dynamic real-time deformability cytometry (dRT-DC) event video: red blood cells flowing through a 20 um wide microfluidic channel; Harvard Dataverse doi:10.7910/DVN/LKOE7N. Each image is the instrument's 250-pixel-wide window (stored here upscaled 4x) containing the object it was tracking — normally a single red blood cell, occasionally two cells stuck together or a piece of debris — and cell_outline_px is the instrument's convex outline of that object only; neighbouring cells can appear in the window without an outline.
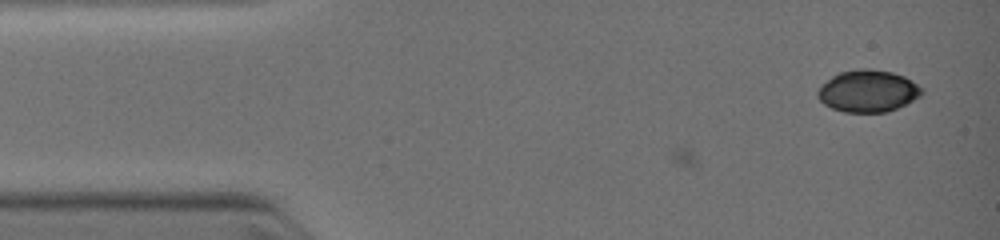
{"species": "common noctule bat (a hibernating species)", "species_latin": "Nyctalus noctula", "temperature_condition": "warm", "stored_images_in_passage": 8, "camera_frame_rate_fps": 3000, "um_per_image_px": 0.085, "animal": {"sex": "female", "body_mass_g": 19.0, "forearm_length_mm": 51.5}, "frame": {"image": 1, "passage_image": 1, "time_ms": 0.0, "image_size_px": [1000, 240], "cell_outline_px": [[924, 92], [920, 96], [888, 112], [844, 112], [832, 108], [824, 104], [816, 96], [816, 92], [820, 84], [832, 76], [840, 72], [856, 68], [872, 68], [892, 72], [904, 76], [912, 80]], "centroid_in_image_um": [73.73, 7.72], "position_along_channel_um": 11.3, "area_um2": 25.61}}